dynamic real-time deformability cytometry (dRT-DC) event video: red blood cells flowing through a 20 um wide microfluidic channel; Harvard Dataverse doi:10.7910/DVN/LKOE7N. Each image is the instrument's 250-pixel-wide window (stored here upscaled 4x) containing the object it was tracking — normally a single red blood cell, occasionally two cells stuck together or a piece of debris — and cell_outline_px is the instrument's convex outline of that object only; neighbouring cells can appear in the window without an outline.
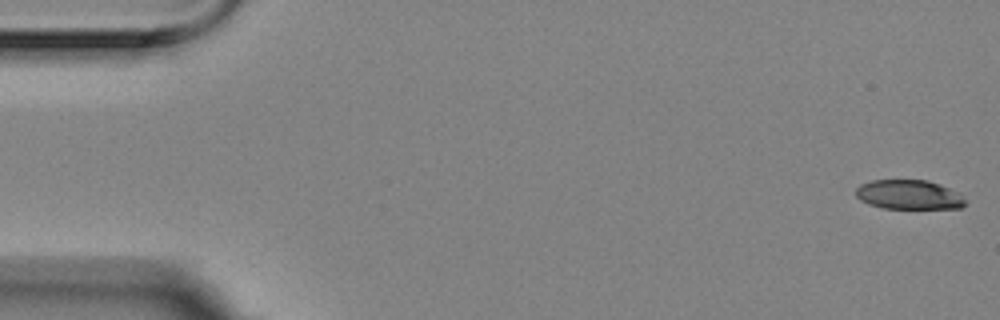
{"species": "Egyptian fruit bat (a non-hibernating species)", "species_latin": "Rousettus aegyptiacus", "temperature_condition": "room temperature", "stored_images_in_passage": 6, "camera_frame_rate_fps": 3000, "um_per_image_px": 0.085, "animal": {"sex": "female"}, "frame": {"image": 1, "passage_image": 1, "time_ms": 0.0, "image_size_px": [1000, 320], "cell_outline_px": [[964, 204], [960, 208], [884, 208], [868, 204], [860, 200], [856, 196], [856, 188], [860, 184], [872, 180], [928, 180], [940, 184], [956, 192], [964, 200]], "centroid_in_image_um": [77.2, 16.54], "position_along_channel_um": 7.8, "area_um2": 18.55}}
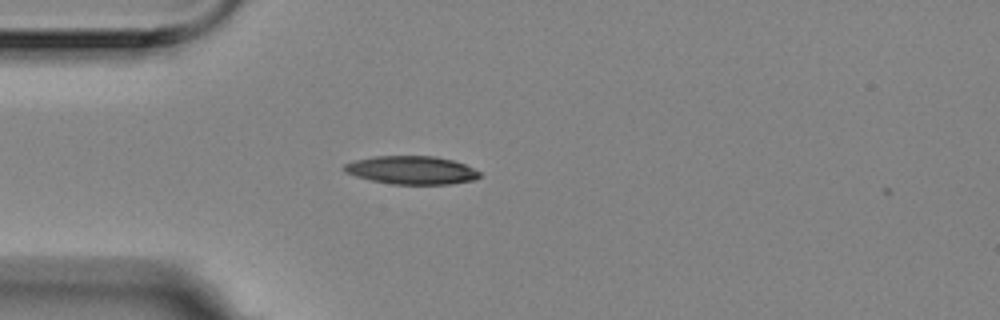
{"frame": {"image": 2, "passage_image": 5, "time_ms": 1.333, "image_size_px": [1000, 320], "cell_outline_px": [[480, 176], [472, 180], [448, 184], [392, 184], [372, 180], [356, 176], [344, 172], [344, 164], [356, 160], [376, 156], [436, 156], [452, 160], [464, 164], [480, 172]], "centroid_in_image_um": [34.97, 14.46], "position_along_channel_um": 50.0, "area_um2": 22.02}}